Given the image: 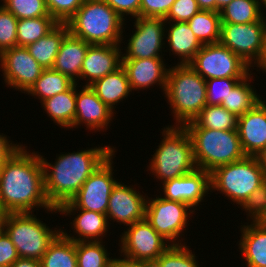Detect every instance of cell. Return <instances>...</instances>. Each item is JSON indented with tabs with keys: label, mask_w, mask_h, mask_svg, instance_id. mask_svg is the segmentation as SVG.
<instances>
[{
	"label": "cell",
	"mask_w": 266,
	"mask_h": 267,
	"mask_svg": "<svg viewBox=\"0 0 266 267\" xmlns=\"http://www.w3.org/2000/svg\"><path fill=\"white\" fill-rule=\"evenodd\" d=\"M27 150L21 145L0 169V206L5 213L34 212L40 207L57 213L45 193L40 154Z\"/></svg>",
	"instance_id": "cell-1"
},
{
	"label": "cell",
	"mask_w": 266,
	"mask_h": 267,
	"mask_svg": "<svg viewBox=\"0 0 266 267\" xmlns=\"http://www.w3.org/2000/svg\"><path fill=\"white\" fill-rule=\"evenodd\" d=\"M114 152V146H96L56 155L53 164L40 154L44 169L45 193L50 205L59 208L70 201L87 178Z\"/></svg>",
	"instance_id": "cell-2"
},
{
	"label": "cell",
	"mask_w": 266,
	"mask_h": 267,
	"mask_svg": "<svg viewBox=\"0 0 266 267\" xmlns=\"http://www.w3.org/2000/svg\"><path fill=\"white\" fill-rule=\"evenodd\" d=\"M124 22L104 0H85L66 24L72 35L91 45H121Z\"/></svg>",
	"instance_id": "cell-3"
},
{
	"label": "cell",
	"mask_w": 266,
	"mask_h": 267,
	"mask_svg": "<svg viewBox=\"0 0 266 267\" xmlns=\"http://www.w3.org/2000/svg\"><path fill=\"white\" fill-rule=\"evenodd\" d=\"M164 94L176 120L173 126H184L207 105L206 80L189 64L169 67Z\"/></svg>",
	"instance_id": "cell-4"
},
{
	"label": "cell",
	"mask_w": 266,
	"mask_h": 267,
	"mask_svg": "<svg viewBox=\"0 0 266 267\" xmlns=\"http://www.w3.org/2000/svg\"><path fill=\"white\" fill-rule=\"evenodd\" d=\"M162 140L155 149L149 166L150 174L161 183L184 176L197 167L191 137L184 126L162 128Z\"/></svg>",
	"instance_id": "cell-5"
},
{
	"label": "cell",
	"mask_w": 266,
	"mask_h": 267,
	"mask_svg": "<svg viewBox=\"0 0 266 267\" xmlns=\"http://www.w3.org/2000/svg\"><path fill=\"white\" fill-rule=\"evenodd\" d=\"M192 140L196 167L208 172L246 156L237 129L185 128Z\"/></svg>",
	"instance_id": "cell-6"
},
{
	"label": "cell",
	"mask_w": 266,
	"mask_h": 267,
	"mask_svg": "<svg viewBox=\"0 0 266 267\" xmlns=\"http://www.w3.org/2000/svg\"><path fill=\"white\" fill-rule=\"evenodd\" d=\"M266 181V172L255 156H245L210 172L211 191H218L239 208Z\"/></svg>",
	"instance_id": "cell-7"
},
{
	"label": "cell",
	"mask_w": 266,
	"mask_h": 267,
	"mask_svg": "<svg viewBox=\"0 0 266 267\" xmlns=\"http://www.w3.org/2000/svg\"><path fill=\"white\" fill-rule=\"evenodd\" d=\"M61 229L49 228L33 212L6 213L4 220V231L15 245L20 258L40 261Z\"/></svg>",
	"instance_id": "cell-8"
},
{
	"label": "cell",
	"mask_w": 266,
	"mask_h": 267,
	"mask_svg": "<svg viewBox=\"0 0 266 267\" xmlns=\"http://www.w3.org/2000/svg\"><path fill=\"white\" fill-rule=\"evenodd\" d=\"M159 195L153 199L147 197L145 219L171 245L185 244L182 243L184 237L179 238L184 236L188 219L196 211L187 203L170 201Z\"/></svg>",
	"instance_id": "cell-9"
},
{
	"label": "cell",
	"mask_w": 266,
	"mask_h": 267,
	"mask_svg": "<svg viewBox=\"0 0 266 267\" xmlns=\"http://www.w3.org/2000/svg\"><path fill=\"white\" fill-rule=\"evenodd\" d=\"M118 261L154 262L171 244L146 220L137 221L120 235Z\"/></svg>",
	"instance_id": "cell-10"
},
{
	"label": "cell",
	"mask_w": 266,
	"mask_h": 267,
	"mask_svg": "<svg viewBox=\"0 0 266 267\" xmlns=\"http://www.w3.org/2000/svg\"><path fill=\"white\" fill-rule=\"evenodd\" d=\"M189 65L205 80L245 78L252 69L220 42L204 44Z\"/></svg>",
	"instance_id": "cell-11"
},
{
	"label": "cell",
	"mask_w": 266,
	"mask_h": 267,
	"mask_svg": "<svg viewBox=\"0 0 266 267\" xmlns=\"http://www.w3.org/2000/svg\"><path fill=\"white\" fill-rule=\"evenodd\" d=\"M266 39V20L246 24L221 23L220 43L251 68L259 60Z\"/></svg>",
	"instance_id": "cell-12"
},
{
	"label": "cell",
	"mask_w": 266,
	"mask_h": 267,
	"mask_svg": "<svg viewBox=\"0 0 266 267\" xmlns=\"http://www.w3.org/2000/svg\"><path fill=\"white\" fill-rule=\"evenodd\" d=\"M135 31L129 37L122 59H148L163 58L162 51L166 44L164 18L136 17L134 20ZM163 48V50H162Z\"/></svg>",
	"instance_id": "cell-13"
},
{
	"label": "cell",
	"mask_w": 266,
	"mask_h": 267,
	"mask_svg": "<svg viewBox=\"0 0 266 267\" xmlns=\"http://www.w3.org/2000/svg\"><path fill=\"white\" fill-rule=\"evenodd\" d=\"M114 156L115 152L87 178L70 200L76 208L106 214L111 191L118 182L113 176Z\"/></svg>",
	"instance_id": "cell-14"
},
{
	"label": "cell",
	"mask_w": 266,
	"mask_h": 267,
	"mask_svg": "<svg viewBox=\"0 0 266 267\" xmlns=\"http://www.w3.org/2000/svg\"><path fill=\"white\" fill-rule=\"evenodd\" d=\"M0 68L6 87L27 93L44 68L31 56L26 47H13L0 55Z\"/></svg>",
	"instance_id": "cell-15"
},
{
	"label": "cell",
	"mask_w": 266,
	"mask_h": 267,
	"mask_svg": "<svg viewBox=\"0 0 266 267\" xmlns=\"http://www.w3.org/2000/svg\"><path fill=\"white\" fill-rule=\"evenodd\" d=\"M146 197L148 196L141 194L136 187L117 182L108 201L106 212L108 222L113 220L127 227L145 219Z\"/></svg>",
	"instance_id": "cell-16"
},
{
	"label": "cell",
	"mask_w": 266,
	"mask_h": 267,
	"mask_svg": "<svg viewBox=\"0 0 266 267\" xmlns=\"http://www.w3.org/2000/svg\"><path fill=\"white\" fill-rule=\"evenodd\" d=\"M163 198L187 203L194 210L211 191L210 172L196 168L194 171L162 183Z\"/></svg>",
	"instance_id": "cell-17"
},
{
	"label": "cell",
	"mask_w": 266,
	"mask_h": 267,
	"mask_svg": "<svg viewBox=\"0 0 266 267\" xmlns=\"http://www.w3.org/2000/svg\"><path fill=\"white\" fill-rule=\"evenodd\" d=\"M78 87L80 86L76 83V111L73 128L84 124L90 131L104 132L116 113L98 98L90 86L84 84L81 90H77Z\"/></svg>",
	"instance_id": "cell-18"
},
{
	"label": "cell",
	"mask_w": 266,
	"mask_h": 267,
	"mask_svg": "<svg viewBox=\"0 0 266 267\" xmlns=\"http://www.w3.org/2000/svg\"><path fill=\"white\" fill-rule=\"evenodd\" d=\"M77 211V214H76ZM58 212L65 216L73 215L74 220L70 223L74 232V235L68 233L65 230H61V233L68 239L73 240L74 242L79 241H103V238L106 237L108 233L107 229L110 224L107 219L106 214H102L95 211H89L84 209L76 208L70 201L62 204L58 208ZM74 213V214H73Z\"/></svg>",
	"instance_id": "cell-19"
},
{
	"label": "cell",
	"mask_w": 266,
	"mask_h": 267,
	"mask_svg": "<svg viewBox=\"0 0 266 267\" xmlns=\"http://www.w3.org/2000/svg\"><path fill=\"white\" fill-rule=\"evenodd\" d=\"M121 45H90L82 63L80 80L87 81L86 86L122 66Z\"/></svg>",
	"instance_id": "cell-20"
},
{
	"label": "cell",
	"mask_w": 266,
	"mask_h": 267,
	"mask_svg": "<svg viewBox=\"0 0 266 267\" xmlns=\"http://www.w3.org/2000/svg\"><path fill=\"white\" fill-rule=\"evenodd\" d=\"M237 131L246 156H257L266 145V101L238 117Z\"/></svg>",
	"instance_id": "cell-21"
},
{
	"label": "cell",
	"mask_w": 266,
	"mask_h": 267,
	"mask_svg": "<svg viewBox=\"0 0 266 267\" xmlns=\"http://www.w3.org/2000/svg\"><path fill=\"white\" fill-rule=\"evenodd\" d=\"M122 67L127 73L131 91L150 90L156 84L165 92L169 68L163 58L122 59Z\"/></svg>",
	"instance_id": "cell-22"
},
{
	"label": "cell",
	"mask_w": 266,
	"mask_h": 267,
	"mask_svg": "<svg viewBox=\"0 0 266 267\" xmlns=\"http://www.w3.org/2000/svg\"><path fill=\"white\" fill-rule=\"evenodd\" d=\"M249 223L241 225L238 249L247 267H266V222Z\"/></svg>",
	"instance_id": "cell-23"
},
{
	"label": "cell",
	"mask_w": 266,
	"mask_h": 267,
	"mask_svg": "<svg viewBox=\"0 0 266 267\" xmlns=\"http://www.w3.org/2000/svg\"><path fill=\"white\" fill-rule=\"evenodd\" d=\"M90 45L69 32L61 43L52 69L79 84L82 63Z\"/></svg>",
	"instance_id": "cell-24"
},
{
	"label": "cell",
	"mask_w": 266,
	"mask_h": 267,
	"mask_svg": "<svg viewBox=\"0 0 266 267\" xmlns=\"http://www.w3.org/2000/svg\"><path fill=\"white\" fill-rule=\"evenodd\" d=\"M165 39L173 55L179 57L178 64H189L203 44L194 35L187 22H166ZM171 24V25H170Z\"/></svg>",
	"instance_id": "cell-25"
},
{
	"label": "cell",
	"mask_w": 266,
	"mask_h": 267,
	"mask_svg": "<svg viewBox=\"0 0 266 267\" xmlns=\"http://www.w3.org/2000/svg\"><path fill=\"white\" fill-rule=\"evenodd\" d=\"M89 86L98 98L113 111H115L118 103L124 101L123 99L128 98L130 92H133L129 85L127 73L122 66L115 72L95 80Z\"/></svg>",
	"instance_id": "cell-26"
},
{
	"label": "cell",
	"mask_w": 266,
	"mask_h": 267,
	"mask_svg": "<svg viewBox=\"0 0 266 267\" xmlns=\"http://www.w3.org/2000/svg\"><path fill=\"white\" fill-rule=\"evenodd\" d=\"M41 106L44 107L47 117L58 124L57 126L67 128L66 130L73 129L76 111V83L67 91L44 100Z\"/></svg>",
	"instance_id": "cell-27"
},
{
	"label": "cell",
	"mask_w": 266,
	"mask_h": 267,
	"mask_svg": "<svg viewBox=\"0 0 266 267\" xmlns=\"http://www.w3.org/2000/svg\"><path fill=\"white\" fill-rule=\"evenodd\" d=\"M68 33V25L59 23L47 35L26 46V49L44 69L52 68L61 43Z\"/></svg>",
	"instance_id": "cell-28"
},
{
	"label": "cell",
	"mask_w": 266,
	"mask_h": 267,
	"mask_svg": "<svg viewBox=\"0 0 266 267\" xmlns=\"http://www.w3.org/2000/svg\"><path fill=\"white\" fill-rule=\"evenodd\" d=\"M252 72L240 80L222 102V106L237 117L242 116L262 100L251 84ZM251 84V85H250Z\"/></svg>",
	"instance_id": "cell-29"
},
{
	"label": "cell",
	"mask_w": 266,
	"mask_h": 267,
	"mask_svg": "<svg viewBox=\"0 0 266 267\" xmlns=\"http://www.w3.org/2000/svg\"><path fill=\"white\" fill-rule=\"evenodd\" d=\"M238 117L222 105H206L185 128H206L212 130L237 129Z\"/></svg>",
	"instance_id": "cell-30"
},
{
	"label": "cell",
	"mask_w": 266,
	"mask_h": 267,
	"mask_svg": "<svg viewBox=\"0 0 266 267\" xmlns=\"http://www.w3.org/2000/svg\"><path fill=\"white\" fill-rule=\"evenodd\" d=\"M40 263L41 267H78L76 242L66 238L60 232L49 244Z\"/></svg>",
	"instance_id": "cell-31"
},
{
	"label": "cell",
	"mask_w": 266,
	"mask_h": 267,
	"mask_svg": "<svg viewBox=\"0 0 266 267\" xmlns=\"http://www.w3.org/2000/svg\"><path fill=\"white\" fill-rule=\"evenodd\" d=\"M74 83L68 76L48 68L43 70L40 77L26 94L32 95L36 99L39 98L40 103H42L58 93L67 91Z\"/></svg>",
	"instance_id": "cell-32"
},
{
	"label": "cell",
	"mask_w": 266,
	"mask_h": 267,
	"mask_svg": "<svg viewBox=\"0 0 266 267\" xmlns=\"http://www.w3.org/2000/svg\"><path fill=\"white\" fill-rule=\"evenodd\" d=\"M187 23L203 45L220 42L221 18L219 12L200 10Z\"/></svg>",
	"instance_id": "cell-33"
},
{
	"label": "cell",
	"mask_w": 266,
	"mask_h": 267,
	"mask_svg": "<svg viewBox=\"0 0 266 267\" xmlns=\"http://www.w3.org/2000/svg\"><path fill=\"white\" fill-rule=\"evenodd\" d=\"M104 241L76 242L78 267H117L118 258L109 257Z\"/></svg>",
	"instance_id": "cell-34"
},
{
	"label": "cell",
	"mask_w": 266,
	"mask_h": 267,
	"mask_svg": "<svg viewBox=\"0 0 266 267\" xmlns=\"http://www.w3.org/2000/svg\"><path fill=\"white\" fill-rule=\"evenodd\" d=\"M221 23L246 24L262 18L261 0H233L219 11Z\"/></svg>",
	"instance_id": "cell-35"
},
{
	"label": "cell",
	"mask_w": 266,
	"mask_h": 267,
	"mask_svg": "<svg viewBox=\"0 0 266 267\" xmlns=\"http://www.w3.org/2000/svg\"><path fill=\"white\" fill-rule=\"evenodd\" d=\"M59 23L53 17L18 19L17 46L26 47L47 35Z\"/></svg>",
	"instance_id": "cell-36"
},
{
	"label": "cell",
	"mask_w": 266,
	"mask_h": 267,
	"mask_svg": "<svg viewBox=\"0 0 266 267\" xmlns=\"http://www.w3.org/2000/svg\"><path fill=\"white\" fill-rule=\"evenodd\" d=\"M170 245L153 263L156 267H200L197 256L186 246Z\"/></svg>",
	"instance_id": "cell-37"
},
{
	"label": "cell",
	"mask_w": 266,
	"mask_h": 267,
	"mask_svg": "<svg viewBox=\"0 0 266 267\" xmlns=\"http://www.w3.org/2000/svg\"><path fill=\"white\" fill-rule=\"evenodd\" d=\"M1 2V5L17 19L51 17L47 10L45 0H1Z\"/></svg>",
	"instance_id": "cell-38"
},
{
	"label": "cell",
	"mask_w": 266,
	"mask_h": 267,
	"mask_svg": "<svg viewBox=\"0 0 266 267\" xmlns=\"http://www.w3.org/2000/svg\"><path fill=\"white\" fill-rule=\"evenodd\" d=\"M247 213V220L261 222L266 220V181L256 188L240 206Z\"/></svg>",
	"instance_id": "cell-39"
},
{
	"label": "cell",
	"mask_w": 266,
	"mask_h": 267,
	"mask_svg": "<svg viewBox=\"0 0 266 267\" xmlns=\"http://www.w3.org/2000/svg\"><path fill=\"white\" fill-rule=\"evenodd\" d=\"M17 22L18 19L0 5V55L17 46Z\"/></svg>",
	"instance_id": "cell-40"
},
{
	"label": "cell",
	"mask_w": 266,
	"mask_h": 267,
	"mask_svg": "<svg viewBox=\"0 0 266 267\" xmlns=\"http://www.w3.org/2000/svg\"><path fill=\"white\" fill-rule=\"evenodd\" d=\"M243 78H212L206 80L207 105H221L233 87Z\"/></svg>",
	"instance_id": "cell-41"
},
{
	"label": "cell",
	"mask_w": 266,
	"mask_h": 267,
	"mask_svg": "<svg viewBox=\"0 0 266 267\" xmlns=\"http://www.w3.org/2000/svg\"><path fill=\"white\" fill-rule=\"evenodd\" d=\"M85 0H45L49 15L58 23H67Z\"/></svg>",
	"instance_id": "cell-42"
},
{
	"label": "cell",
	"mask_w": 266,
	"mask_h": 267,
	"mask_svg": "<svg viewBox=\"0 0 266 267\" xmlns=\"http://www.w3.org/2000/svg\"><path fill=\"white\" fill-rule=\"evenodd\" d=\"M200 10L196 0H176L164 20L166 22H188Z\"/></svg>",
	"instance_id": "cell-43"
},
{
	"label": "cell",
	"mask_w": 266,
	"mask_h": 267,
	"mask_svg": "<svg viewBox=\"0 0 266 267\" xmlns=\"http://www.w3.org/2000/svg\"><path fill=\"white\" fill-rule=\"evenodd\" d=\"M176 0H141L140 17L165 18Z\"/></svg>",
	"instance_id": "cell-44"
},
{
	"label": "cell",
	"mask_w": 266,
	"mask_h": 267,
	"mask_svg": "<svg viewBox=\"0 0 266 267\" xmlns=\"http://www.w3.org/2000/svg\"><path fill=\"white\" fill-rule=\"evenodd\" d=\"M18 258L15 245L3 230L0 233V267H10Z\"/></svg>",
	"instance_id": "cell-45"
},
{
	"label": "cell",
	"mask_w": 266,
	"mask_h": 267,
	"mask_svg": "<svg viewBox=\"0 0 266 267\" xmlns=\"http://www.w3.org/2000/svg\"><path fill=\"white\" fill-rule=\"evenodd\" d=\"M114 11H116L125 21V16L134 18L140 16L141 0H104Z\"/></svg>",
	"instance_id": "cell-46"
},
{
	"label": "cell",
	"mask_w": 266,
	"mask_h": 267,
	"mask_svg": "<svg viewBox=\"0 0 266 267\" xmlns=\"http://www.w3.org/2000/svg\"><path fill=\"white\" fill-rule=\"evenodd\" d=\"M8 139V136L3 133L0 134V169L12 156V154L22 145L21 143L15 144Z\"/></svg>",
	"instance_id": "cell-47"
},
{
	"label": "cell",
	"mask_w": 266,
	"mask_h": 267,
	"mask_svg": "<svg viewBox=\"0 0 266 267\" xmlns=\"http://www.w3.org/2000/svg\"><path fill=\"white\" fill-rule=\"evenodd\" d=\"M10 267H41L39 260L18 258Z\"/></svg>",
	"instance_id": "cell-48"
},
{
	"label": "cell",
	"mask_w": 266,
	"mask_h": 267,
	"mask_svg": "<svg viewBox=\"0 0 266 267\" xmlns=\"http://www.w3.org/2000/svg\"><path fill=\"white\" fill-rule=\"evenodd\" d=\"M201 10L219 12V0H196Z\"/></svg>",
	"instance_id": "cell-49"
},
{
	"label": "cell",
	"mask_w": 266,
	"mask_h": 267,
	"mask_svg": "<svg viewBox=\"0 0 266 267\" xmlns=\"http://www.w3.org/2000/svg\"><path fill=\"white\" fill-rule=\"evenodd\" d=\"M117 267H156L153 262L118 261Z\"/></svg>",
	"instance_id": "cell-50"
},
{
	"label": "cell",
	"mask_w": 266,
	"mask_h": 267,
	"mask_svg": "<svg viewBox=\"0 0 266 267\" xmlns=\"http://www.w3.org/2000/svg\"><path fill=\"white\" fill-rule=\"evenodd\" d=\"M254 67H257V69L259 68V71L261 69L262 72L264 71L266 73V39H265V43H264L261 56L259 60L253 65V69H256Z\"/></svg>",
	"instance_id": "cell-51"
},
{
	"label": "cell",
	"mask_w": 266,
	"mask_h": 267,
	"mask_svg": "<svg viewBox=\"0 0 266 267\" xmlns=\"http://www.w3.org/2000/svg\"><path fill=\"white\" fill-rule=\"evenodd\" d=\"M258 162L260 165L264 168L266 172V145L265 147L259 152V154L256 156Z\"/></svg>",
	"instance_id": "cell-52"
},
{
	"label": "cell",
	"mask_w": 266,
	"mask_h": 267,
	"mask_svg": "<svg viewBox=\"0 0 266 267\" xmlns=\"http://www.w3.org/2000/svg\"><path fill=\"white\" fill-rule=\"evenodd\" d=\"M233 0H219V11L231 3Z\"/></svg>",
	"instance_id": "cell-53"
},
{
	"label": "cell",
	"mask_w": 266,
	"mask_h": 267,
	"mask_svg": "<svg viewBox=\"0 0 266 267\" xmlns=\"http://www.w3.org/2000/svg\"><path fill=\"white\" fill-rule=\"evenodd\" d=\"M261 5H262V9L264 8H266V0H261ZM266 10V9H265ZM266 13H264L263 11H262V17L266 20Z\"/></svg>",
	"instance_id": "cell-54"
},
{
	"label": "cell",
	"mask_w": 266,
	"mask_h": 267,
	"mask_svg": "<svg viewBox=\"0 0 266 267\" xmlns=\"http://www.w3.org/2000/svg\"><path fill=\"white\" fill-rule=\"evenodd\" d=\"M4 220L5 218H0V233L4 230Z\"/></svg>",
	"instance_id": "cell-55"
},
{
	"label": "cell",
	"mask_w": 266,
	"mask_h": 267,
	"mask_svg": "<svg viewBox=\"0 0 266 267\" xmlns=\"http://www.w3.org/2000/svg\"><path fill=\"white\" fill-rule=\"evenodd\" d=\"M6 217V213L3 211V209L0 206V218H5Z\"/></svg>",
	"instance_id": "cell-56"
}]
</instances>
